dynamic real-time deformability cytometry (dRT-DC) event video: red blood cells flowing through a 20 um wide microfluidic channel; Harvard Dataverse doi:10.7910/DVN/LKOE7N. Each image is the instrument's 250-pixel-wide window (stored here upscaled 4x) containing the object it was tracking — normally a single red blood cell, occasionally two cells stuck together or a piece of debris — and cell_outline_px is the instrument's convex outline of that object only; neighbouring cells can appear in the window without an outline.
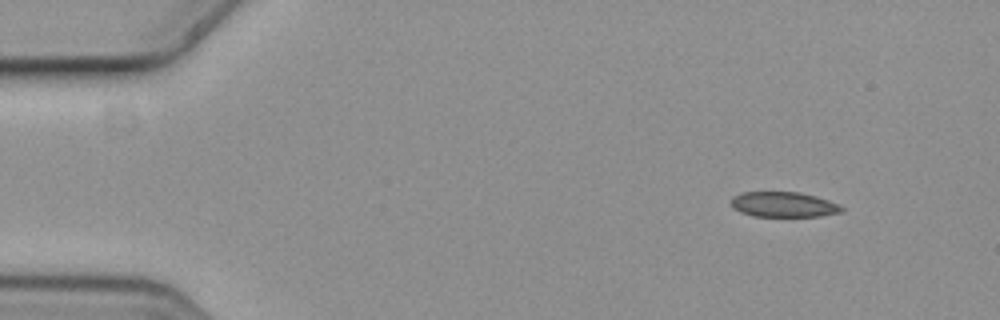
{"species": "common noctule bat (a hibernating species)", "species_latin": "Nyctalus noctula", "temperature_condition": "cold", "stored_images_in_passage": 4, "camera_frame_rate_fps": 3000, "um_per_image_px": 0.085, "animal": {"sex": "female", "body_mass_g": 19.3, "forearm_length_mm": 54.1}, "frame": {"image": 1, "passage_image": 1, "time_ms": 0.0, "image_size_px": [1000, 320], "cell_outline_px": [[844, 212], [820, 216], [752, 216], [740, 212], [732, 204], [732, 196], [740, 192], [800, 192], [816, 196], [840, 204], [844, 208]], "centroid_in_image_um": [66.65, 17.38], "position_along_channel_um": 18.4, "area_um2": 16.3}}